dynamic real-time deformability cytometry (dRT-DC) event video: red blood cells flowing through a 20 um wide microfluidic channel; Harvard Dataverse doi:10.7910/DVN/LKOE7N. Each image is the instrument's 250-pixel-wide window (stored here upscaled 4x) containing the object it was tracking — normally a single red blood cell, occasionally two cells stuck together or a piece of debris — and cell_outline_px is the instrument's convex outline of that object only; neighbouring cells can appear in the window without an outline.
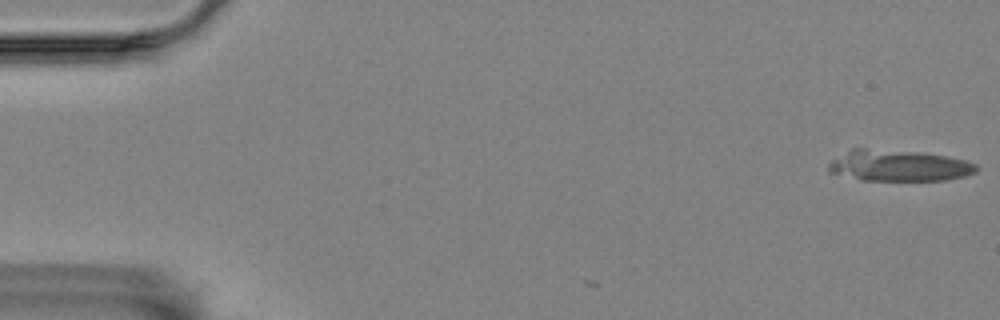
{"species": "Egyptian fruit bat (a non-hibernating species)", "species_latin": "Rousettus aegyptiacus", "temperature_condition": "room temperature", "stored_images_in_passage": 6, "camera_frame_rate_fps": 3000, "um_per_image_px": 0.085, "animal": {"sex": "female"}, "frame": {"image": 1, "passage_image": 1, "time_ms": 0.0, "image_size_px": [1000, 320], "cell_outline_px": [[976, 172], [964, 176], [944, 180], [860, 180], [828, 172], [828, 164], [832, 160], [852, 148], [864, 148], [916, 152], [948, 156], [964, 160], [976, 164]], "centroid_in_image_um": [76.36, 14.08], "position_along_channel_um": 8.6, "area_um2": 26.7}}